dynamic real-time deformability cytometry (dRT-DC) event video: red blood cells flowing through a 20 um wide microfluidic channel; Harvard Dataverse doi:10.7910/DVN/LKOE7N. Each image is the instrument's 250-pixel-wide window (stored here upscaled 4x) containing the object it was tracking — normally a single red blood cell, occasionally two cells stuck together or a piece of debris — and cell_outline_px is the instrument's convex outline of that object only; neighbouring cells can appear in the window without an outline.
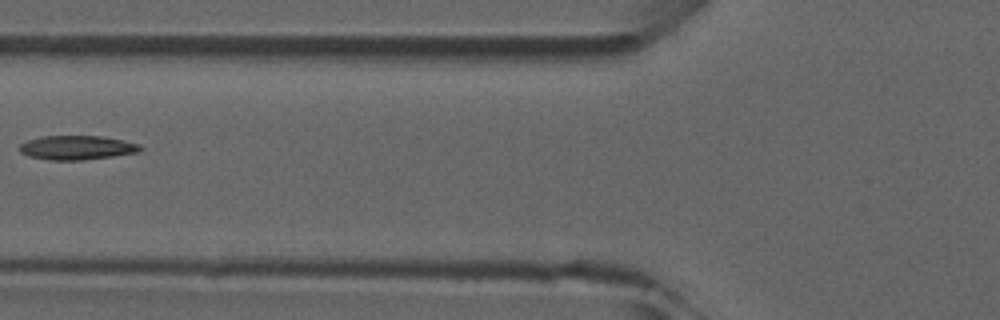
{"species": "common noctule bat (a hibernating species)", "species_latin": "Nyctalus noctula", "temperature_condition": "room temperature", "stored_images_in_passage": 6, "camera_frame_rate_fps": 3000, "um_per_image_px": 0.085, "animal": {"sex": "male", "forearm_length_mm": 52.5}, "frame": {"image": 1, "passage_image": 5, "time_ms": 4.667, "image_size_px": [1000, 320], "cell_outline_px": [[144, 148], [140, 152], [84, 160], [48, 160], [28, 156], [20, 152], [20, 144], [28, 140], [44, 136], [100, 136], [124, 140], [140, 144]], "centroid_in_image_um": [6.57, 12.55], "position_along_channel_um": 119.2, "area_um2": 17.05}}
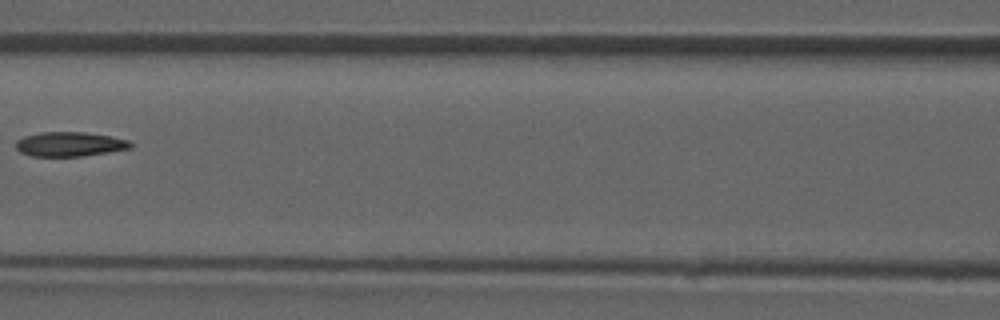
{"frame": {"image": 2, "passage_image": 6, "time_ms": 5.667, "image_size_px": [1000, 320], "cell_outline_px": [[132, 148], [84, 156], [32, 156], [20, 152], [16, 148], [16, 140], [24, 136], [40, 132], [84, 132], [112, 136], [128, 140], [132, 144]], "centroid_in_image_um": [5.92, 12.25], "position_along_channel_um": 160.7, "area_um2": 16.42}}